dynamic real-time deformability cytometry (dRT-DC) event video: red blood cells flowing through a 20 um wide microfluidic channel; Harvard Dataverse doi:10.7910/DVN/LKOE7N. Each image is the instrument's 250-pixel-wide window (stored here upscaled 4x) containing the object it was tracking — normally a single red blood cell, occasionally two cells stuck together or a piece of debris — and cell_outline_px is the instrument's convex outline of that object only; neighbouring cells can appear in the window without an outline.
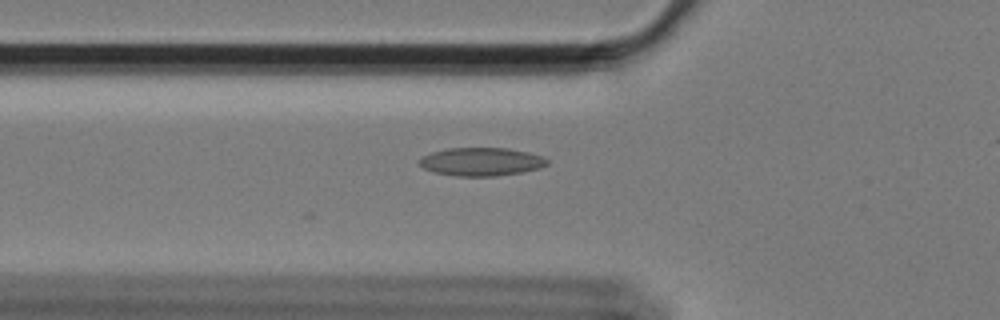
{"species": "Egyptian fruit bat (a non-hibernating species)", "species_latin": "Rousettus aegyptiacus", "temperature_condition": "cold", "stored_images_in_passage": 3, "camera_frame_rate_fps": 3000, "um_per_image_px": 0.085, "animal": {"sex": "female"}, "frame": {"image": 1, "passage_image": 3, "time_ms": 0.667, "image_size_px": [1000, 320], "cell_outline_px": [[548, 164], [540, 168], [520, 172], [496, 176], [456, 176], [432, 172], [424, 168], [416, 160], [420, 156], [432, 152], [448, 148], [508, 148], [528, 152], [544, 156], [548, 160]], "centroid_in_image_um": [40.88, 13.74], "position_along_channel_um": 84.9, "area_um2": 21.21}}